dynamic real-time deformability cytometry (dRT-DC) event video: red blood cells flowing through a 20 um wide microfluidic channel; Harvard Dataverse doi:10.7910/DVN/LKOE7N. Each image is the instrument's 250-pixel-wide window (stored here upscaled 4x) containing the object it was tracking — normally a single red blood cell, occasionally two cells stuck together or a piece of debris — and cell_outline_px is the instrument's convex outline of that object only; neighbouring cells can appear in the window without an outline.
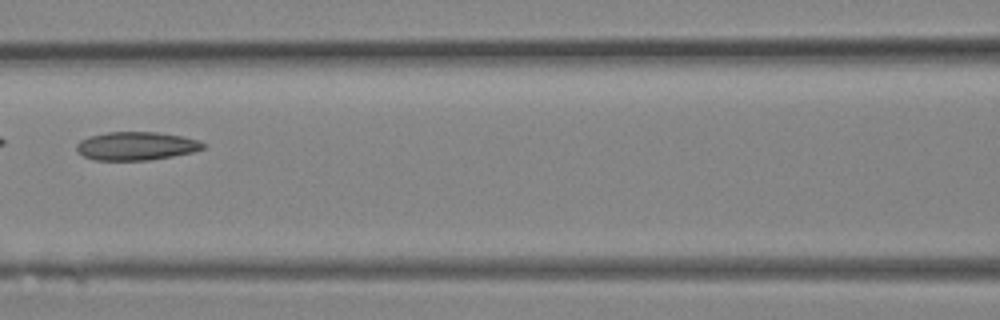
{"species": "Egyptian fruit bat (a non-hibernating species)", "species_latin": "Rousettus aegyptiacus", "temperature_condition": "room temperature", "stored_images_in_passage": 28, "camera_frame_rate_fps": 3000, "um_per_image_px": 0.085, "animal": {"sex": "female"}, "frame": {"image": 1, "passage_image": 13, "time_ms": 4.0, "image_size_px": [1000, 320], "cell_outline_px": [[208, 144], [204, 148], [192, 152], [172, 156], [148, 160], [92, 160], [76, 152], [76, 144], [80, 140], [88, 136], [108, 132], [156, 132], [180, 136], [196, 140]], "centroid_in_image_um": [11.53, 12.41], "position_along_channel_um": 155.1, "area_um2": 20.92}}
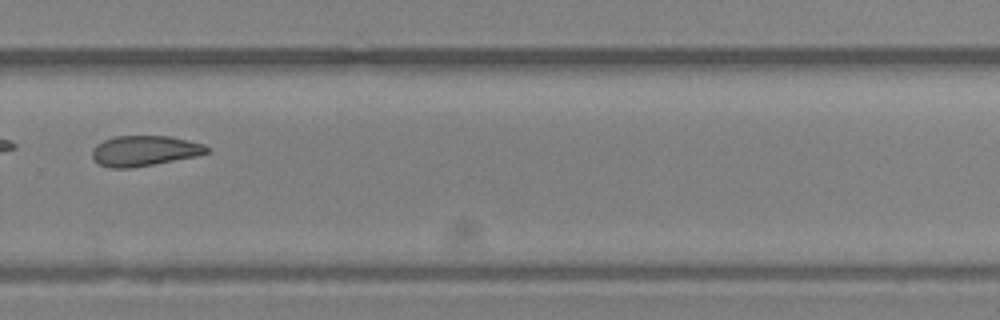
{"frame": {"image": 2, "passage_image": 20, "time_ms": 6.333, "image_size_px": [1000, 320], "cell_outline_px": [[212, 148], [208, 152], [196, 156], [132, 168], [108, 168], [100, 164], [92, 156], [92, 148], [96, 144], [104, 140], [116, 136], [168, 136], [188, 140], [204, 144]], "centroid_in_image_um": [12.28, 12.81], "position_along_channel_um": 317.5, "area_um2": 20.29}}